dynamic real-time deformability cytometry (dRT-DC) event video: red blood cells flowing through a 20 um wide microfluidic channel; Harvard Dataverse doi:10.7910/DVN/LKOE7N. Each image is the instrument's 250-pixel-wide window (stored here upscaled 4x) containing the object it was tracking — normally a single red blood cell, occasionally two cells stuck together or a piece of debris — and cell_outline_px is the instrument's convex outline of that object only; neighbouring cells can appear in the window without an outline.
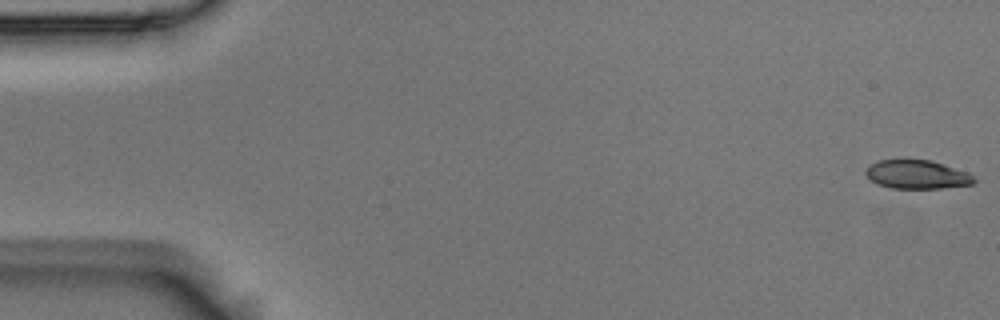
{"species": "Egyptian fruit bat (a non-hibernating species)", "species_latin": "Rousettus aegyptiacus", "temperature_condition": "room temperature", "stored_images_in_passage": 9, "camera_frame_rate_fps": 3000, "um_per_image_px": 0.085, "animal": {"sex": "male"}, "frame": {"image": 1, "passage_image": 1, "time_ms": 0.0, "image_size_px": [1000, 320], "cell_outline_px": [[976, 180], [972, 184], [940, 188], [892, 188], [880, 184], [872, 180], [864, 172], [868, 164], [876, 160], [932, 160], [968, 172]], "centroid_in_image_um": [77.93, 14.82], "position_along_channel_um": 7.1, "area_um2": 17.98}}
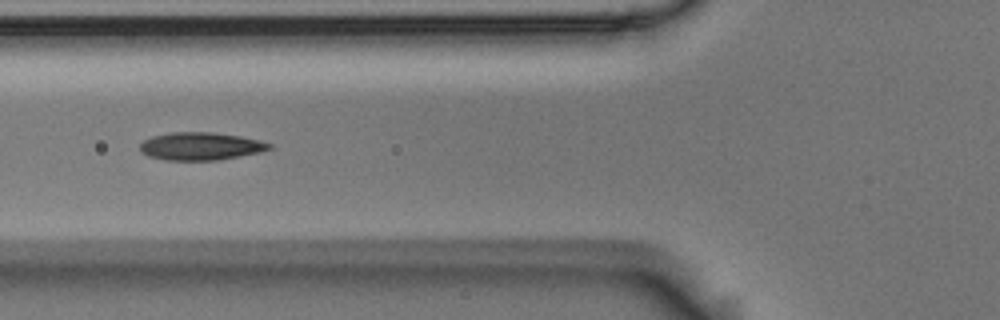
{"frame": {"image": 2, "passage_image": 6, "time_ms": 1.667, "image_size_px": [1000, 320], "cell_outline_px": [[272, 148], [260, 152], [220, 160], [164, 160], [148, 156], [140, 152], [140, 144], [144, 140], [152, 136], [172, 132], [212, 132], [240, 136], [260, 140], [272, 144]], "centroid_in_image_um": [17.05, 12.43], "position_along_channel_um": 108.8, "area_um2": 21.04}}
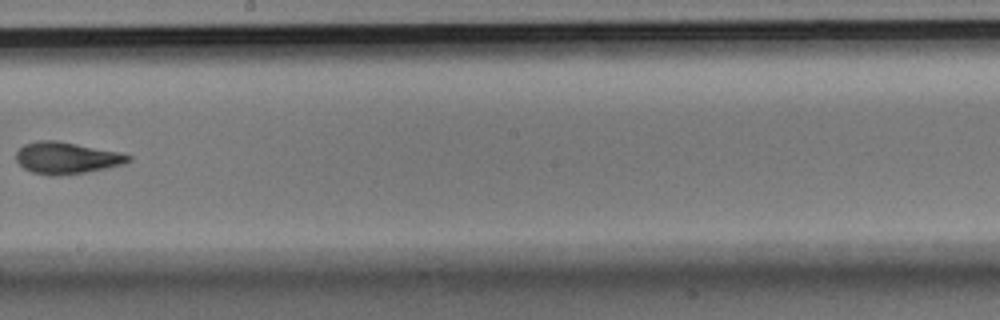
{"frame": {"image": 3, "passage_image": 9, "time_ms": 2.667, "image_size_px": [1000, 320], "cell_outline_px": [[132, 160], [124, 164], [84, 172], [56, 176], [48, 176], [32, 172], [24, 168], [16, 160], [16, 152], [24, 144], [40, 140], [56, 140], [120, 152], [132, 156]], "centroid_in_image_um": [5.65, 13.42], "position_along_channel_um": 242.5, "area_um2": 20.69}}